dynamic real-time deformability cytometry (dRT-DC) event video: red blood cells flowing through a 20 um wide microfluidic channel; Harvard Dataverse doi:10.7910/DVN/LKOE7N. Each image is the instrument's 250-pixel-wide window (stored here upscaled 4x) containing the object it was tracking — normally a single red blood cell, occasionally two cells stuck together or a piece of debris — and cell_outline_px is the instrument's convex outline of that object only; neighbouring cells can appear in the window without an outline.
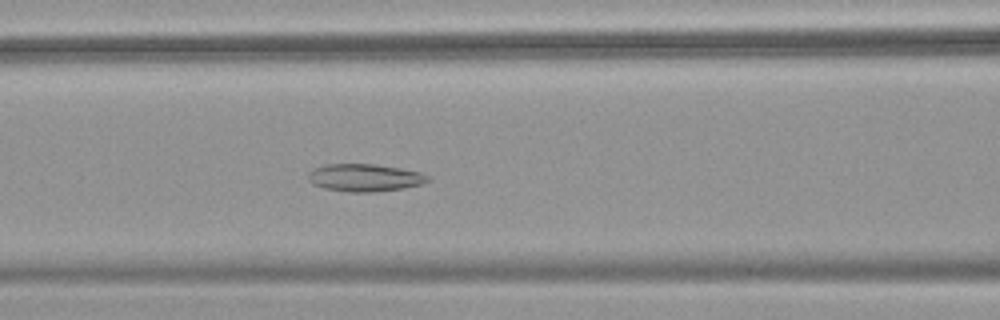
{"species": "common noctule bat (a hibernating species)", "species_latin": "Nyctalus noctula", "temperature_condition": "warm", "stored_images_in_passage": 55, "segment_of_instrument_passage": [1, 2], "camera_frame_rate_fps": 3000, "um_per_image_px": 0.085, "animal": {"sex": "female", "body_mass_g": 18.4}, "frame": {"image": 1, "passage_image": 23, "time_ms": 7.333, "image_size_px": [1000, 320], "cell_outline_px": [[432, 180], [420, 184], [404, 188], [372, 192], [348, 192], [324, 188], [312, 184], [308, 180], [308, 172], [312, 168], [324, 164], [376, 164], [400, 168], [420, 172], [428, 176]], "centroid_in_image_um": [30.96, 15.1], "position_along_channel_um": 135.6, "area_um2": 19.36}}
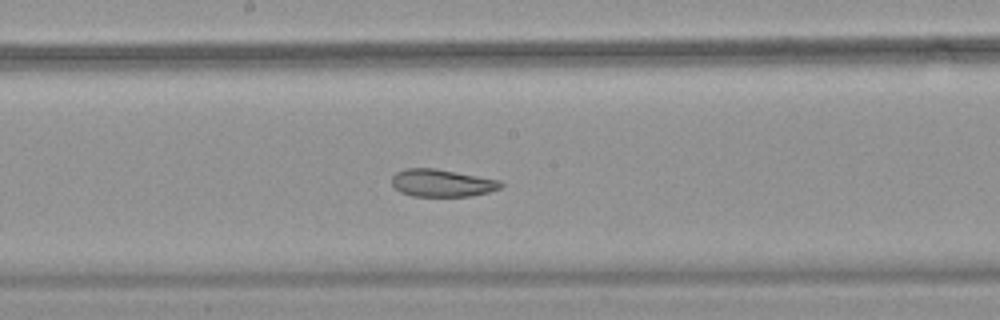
{"frame": {"image": 2, "passage_image": 29, "time_ms": 9.333, "image_size_px": [1000, 320], "cell_outline_px": [[504, 184], [500, 188], [488, 192], [468, 196], [412, 196], [400, 192], [392, 184], [392, 176], [396, 172], [404, 168], [436, 168], [500, 180]], "centroid_in_image_um": [37.55, 15.54], "position_along_channel_um": 210.7, "area_um2": 17.46}}
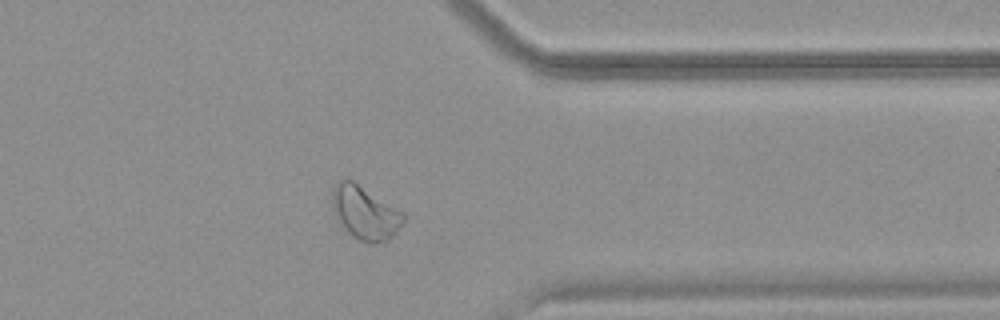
{"frame": {"image": 3, "passage_image": 43, "time_ms": 14.0, "image_size_px": [1000, 320], "cell_outline_px": [[404, 220], [396, 232], [388, 240], [376, 244], [368, 244], [352, 236], [348, 232], [332, 208], [332, 188], [340, 180], [352, 180], [404, 212]], "centroid_in_image_um": [31.04, 18.09], "position_along_channel_um": 380.4, "area_um2": 21.85}}